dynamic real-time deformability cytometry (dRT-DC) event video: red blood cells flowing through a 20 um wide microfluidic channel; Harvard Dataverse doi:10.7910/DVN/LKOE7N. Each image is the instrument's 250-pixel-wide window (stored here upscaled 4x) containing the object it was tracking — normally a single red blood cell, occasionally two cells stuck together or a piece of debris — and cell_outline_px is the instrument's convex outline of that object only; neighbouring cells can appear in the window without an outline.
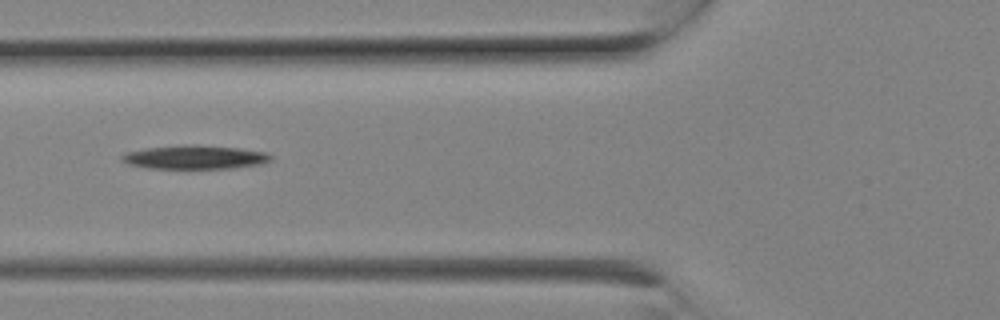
{"species": "Egyptian fruit bat (a non-hibernating species)", "species_latin": "Rousettus aegyptiacus", "temperature_condition": "room temperature", "stored_images_in_passage": 7, "camera_frame_rate_fps": 3000, "um_per_image_px": 0.085, "animal": {"sex": "female"}, "frame": {"image": 1, "passage_image": 5, "time_ms": 1.333, "image_size_px": [1000, 320], "cell_outline_px": [[272, 160], [264, 164], [232, 168], [148, 168], [128, 164], [120, 160], [120, 156], [124, 152], [144, 148], [236, 148], [268, 152], [272, 156]], "centroid_in_image_um": [16.58, 13.42], "position_along_channel_um": 109.2, "area_um2": 19.42}}
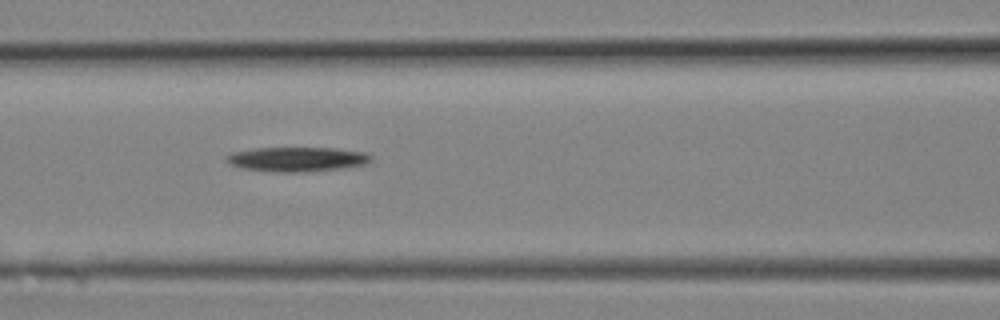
{"frame": {"image": 2, "passage_image": 6, "time_ms": 1.667, "image_size_px": [1000, 320], "cell_outline_px": [[372, 160], [364, 164], [344, 168], [304, 172], [280, 172], [244, 168], [232, 164], [224, 160], [224, 156], [232, 152], [256, 148], [336, 148], [368, 152], [372, 156]], "centroid_in_image_um": [25.29, 13.52], "position_along_channel_um": 141.3, "area_um2": 20.69}}
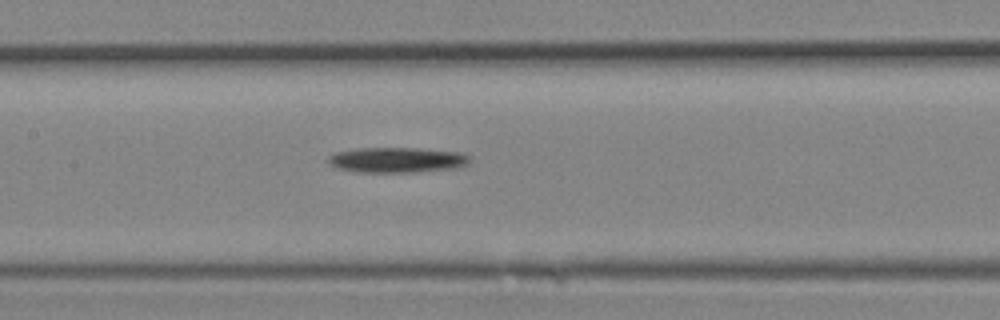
{"frame": {"image": 3, "passage_image": 7, "time_ms": 2.0, "image_size_px": [1000, 320], "cell_outline_px": [[472, 160], [468, 164], [456, 168], [416, 172], [356, 172], [336, 168], [328, 164], [328, 156], [336, 152], [360, 148], [416, 148], [460, 152], [472, 156]], "centroid_in_image_um": [33.77, 13.6], "position_along_channel_um": 173.6, "area_um2": 21.1}}